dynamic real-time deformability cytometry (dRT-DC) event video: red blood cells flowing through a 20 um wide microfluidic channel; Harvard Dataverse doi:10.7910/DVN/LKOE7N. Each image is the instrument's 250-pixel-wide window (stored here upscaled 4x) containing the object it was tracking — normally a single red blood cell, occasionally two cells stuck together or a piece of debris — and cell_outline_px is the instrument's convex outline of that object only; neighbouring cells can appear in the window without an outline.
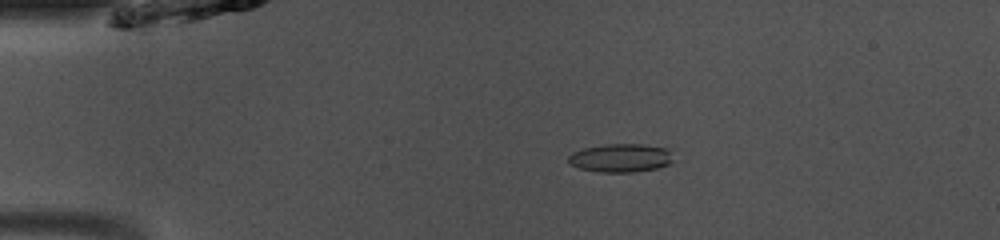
{"species": "common noctule bat (a hibernating species)", "species_latin": "Nyctalus noctula", "temperature_condition": "room temperature", "stored_images_in_passage": 48, "camera_frame_rate_fps": 3000, "um_per_image_px": 0.085, "animal": {"sex": "male", "body_mass_g": 13.0, "forearm_length_mm": 53.1}, "frame": {"image": 1, "passage_image": 9, "time_ms": 2.667, "image_size_px": [1000, 240], "cell_outline_px": [[680, 160], [656, 168], [632, 172], [600, 172], [580, 168], [572, 164], [568, 160], [568, 156], [572, 152], [584, 148], [604, 144], [644, 144], [664, 148]], "centroid_in_image_um": [52.81, 13.42], "position_along_channel_um": 32.2, "area_um2": 17.46}}
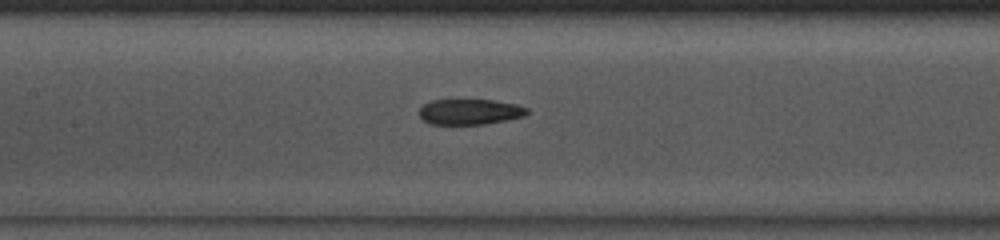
{"frame": {"image": 2, "passage_image": 22, "time_ms": 7.0, "image_size_px": [1000, 240], "cell_outline_px": [[528, 112], [524, 116], [484, 124], [432, 124], [424, 120], [420, 116], [420, 108], [424, 104], [432, 100], [492, 100], [516, 104], [528, 108]], "centroid_in_image_um": [39.94, 9.5], "position_along_channel_um": 167.5, "area_um2": 15.84}}
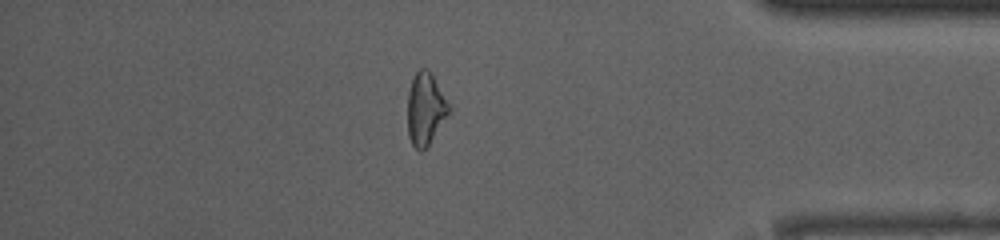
{"frame": {"image": 3, "passage_image": 41, "time_ms": 13.333, "image_size_px": [1000, 240], "cell_outline_px": [[452, 108], [428, 148], [420, 152], [412, 144], [408, 136], [408, 92], [412, 80], [416, 72], [420, 68], [428, 68], [452, 104]], "centroid_in_image_um": [36.2, 9.27], "position_along_channel_um": 399.0, "area_um2": 17.92}, "authors_computed_cell_mechanics": {"area_um2": 17.2822, "velocity_mm_per_s": 4.0981, "shape_relaxation_time_tau1_ms": 10.5428, "shape_relaxation_time_tau2_ms": 2.1015, "deformation_change_tau1": 0.2539, "deformation_change_tau2": 0.0907}}